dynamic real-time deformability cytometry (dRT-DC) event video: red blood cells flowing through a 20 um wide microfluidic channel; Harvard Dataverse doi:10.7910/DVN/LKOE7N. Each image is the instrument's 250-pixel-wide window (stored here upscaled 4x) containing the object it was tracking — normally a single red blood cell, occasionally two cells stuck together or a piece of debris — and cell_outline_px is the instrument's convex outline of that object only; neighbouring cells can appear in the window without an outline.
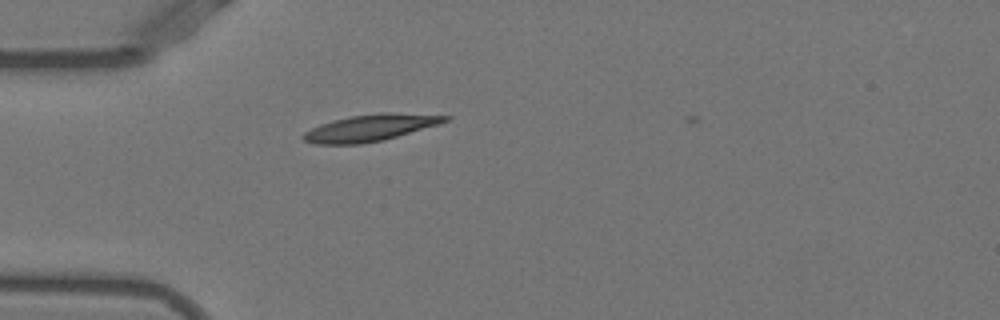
{"species": "Egyptian fruit bat (a non-hibernating species)", "species_latin": "Rousettus aegyptiacus", "temperature_condition": "warm", "stored_images_in_passage": 38, "camera_frame_rate_fps": 3000, "um_per_image_px": 0.085, "animal": {"sex": "female"}, "frame": {"image": 1, "passage_image": 1, "time_ms": 0.0, "image_size_px": [1000, 320], "cell_outline_px": [[452, 116], [448, 120], [440, 124], [384, 140], [360, 144], [316, 144], [304, 140], [300, 136], [304, 132], [320, 124], [332, 120], [352, 116], [380, 112], [388, 112]], "centroid_in_image_um": [31.47, 10.86], "position_along_channel_um": 53.5, "area_um2": 22.02}}
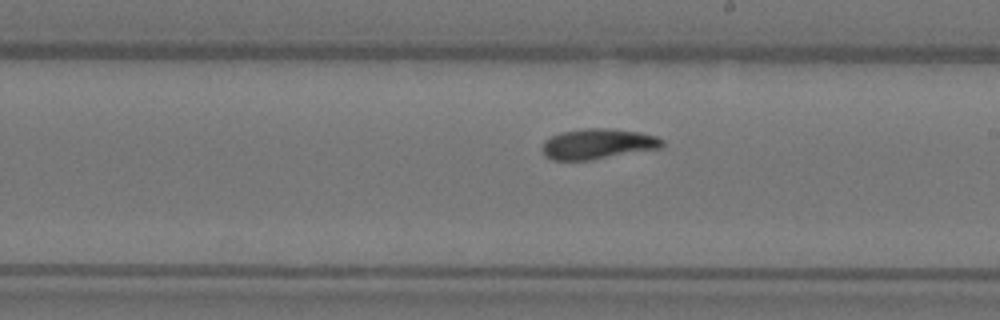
{"frame": {"image": 2, "passage_image": 16, "time_ms": 5.0, "image_size_px": [1000, 320], "cell_outline_px": [[664, 144], [660, 148], [588, 160], [552, 160], [544, 156], [540, 148], [544, 140], [560, 132], [584, 128], [608, 128], [640, 132], [656, 136], [664, 140]], "centroid_in_image_um": [50.76, 12.22], "position_along_channel_um": 238.2, "area_um2": 21.33}}
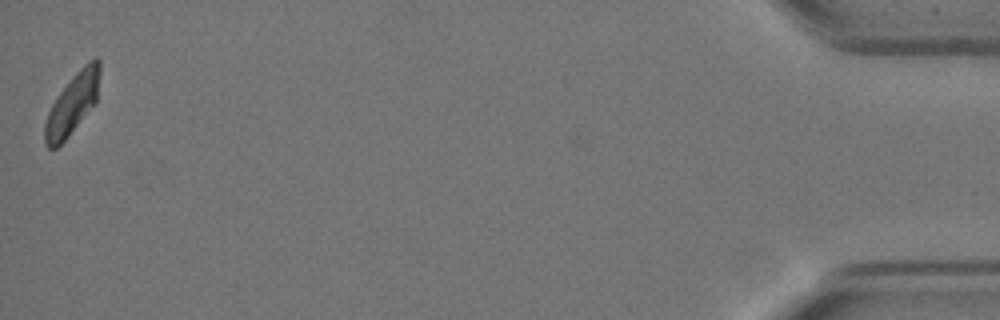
{"frame": {"image": 3, "passage_image": 38, "time_ms": 12.333, "image_size_px": [1000, 320], "cell_outline_px": [[100, 72], [96, 100], [68, 136], [56, 148], [48, 148], [44, 144], [44, 124], [48, 112], [56, 96], [72, 76], [88, 60], [96, 56], [100, 60]], "centroid_in_image_um": [6.13, 8.79], "position_along_channel_um": 429.1, "area_um2": 19.19}, "authors_computed_cell_mechanics": {"area_um2": 20.9525, "velocity_mm_per_s": 3.8641, "shape_relaxation_time_tau1_ms": 3.8809, "shape_relaxation_time_tau2_ms": 3.8878, "deformation_change_tau1": 0.1626, "deformation_change_tau2": 0.0904}}